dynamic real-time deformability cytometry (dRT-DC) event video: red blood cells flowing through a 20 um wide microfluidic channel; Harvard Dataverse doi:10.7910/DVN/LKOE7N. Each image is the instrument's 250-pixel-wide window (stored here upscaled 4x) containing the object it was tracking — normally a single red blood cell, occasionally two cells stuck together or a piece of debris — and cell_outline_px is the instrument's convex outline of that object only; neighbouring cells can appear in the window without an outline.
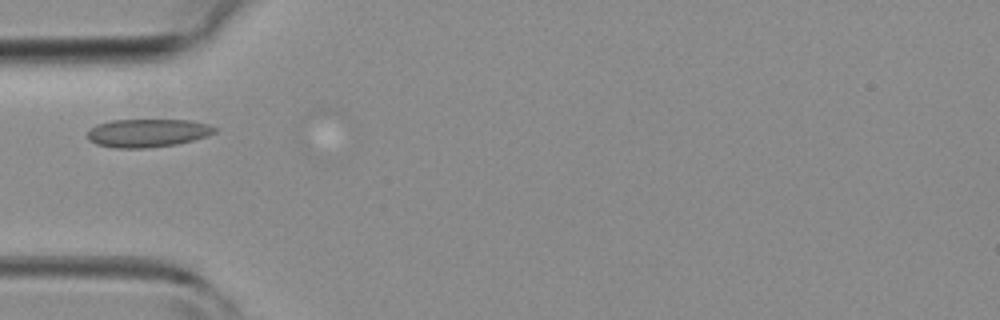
{"species": "common noctule bat (a hibernating species)", "species_latin": "Nyctalus noctula", "temperature_condition": "room temperature", "stored_images_in_passage": 4, "camera_frame_rate_fps": 3000, "um_per_image_px": 0.085, "animal": {"sex": "female", "body_mass_g": 19.3, "forearm_length_mm": 54.1}, "frame": {"image": 1, "passage_image": 4, "time_ms": 3.333, "image_size_px": [1000, 320], "cell_outline_px": [[220, 128], [216, 132], [208, 136], [176, 144], [148, 148], [116, 148], [96, 144], [88, 140], [88, 132], [96, 124], [112, 120], [188, 120], [208, 124]], "centroid_in_image_um": [12.57, 11.3], "position_along_channel_um": 72.4, "area_um2": 20.98}}